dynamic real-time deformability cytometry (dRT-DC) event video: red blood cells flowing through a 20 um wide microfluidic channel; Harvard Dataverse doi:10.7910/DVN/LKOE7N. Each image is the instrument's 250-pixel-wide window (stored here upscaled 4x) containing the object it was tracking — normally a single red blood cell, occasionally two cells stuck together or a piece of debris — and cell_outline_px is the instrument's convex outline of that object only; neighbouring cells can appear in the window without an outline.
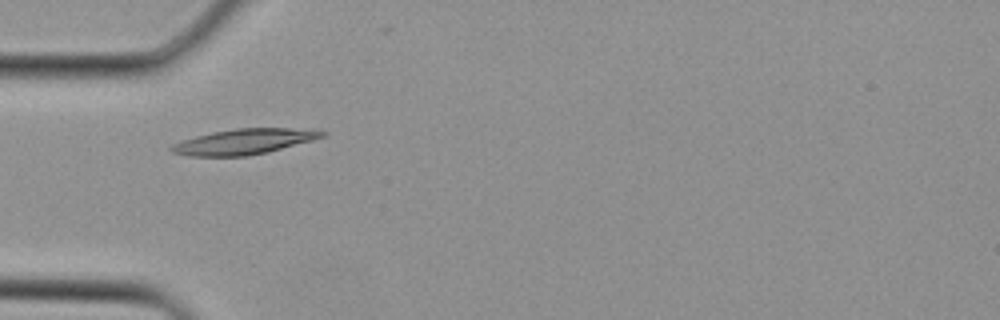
{"species": "Egyptian fruit bat (a non-hibernating species)", "species_latin": "Rousettus aegyptiacus", "temperature_condition": "cold", "stored_images_in_passage": 2, "camera_frame_rate_fps": 3000, "um_per_image_px": 0.085, "animal": {"sex": "female"}, "frame": {"image": 1, "passage_image": 2, "time_ms": 0.333, "image_size_px": [1000, 320], "cell_outline_px": [[328, 132], [324, 136], [312, 140], [248, 156], [188, 156], [172, 152], [168, 148], [172, 144], [180, 140], [212, 132], [236, 128], [312, 128]], "centroid_in_image_um": [20.72, 12.02], "position_along_channel_um": 64.3, "area_um2": 22.31}}